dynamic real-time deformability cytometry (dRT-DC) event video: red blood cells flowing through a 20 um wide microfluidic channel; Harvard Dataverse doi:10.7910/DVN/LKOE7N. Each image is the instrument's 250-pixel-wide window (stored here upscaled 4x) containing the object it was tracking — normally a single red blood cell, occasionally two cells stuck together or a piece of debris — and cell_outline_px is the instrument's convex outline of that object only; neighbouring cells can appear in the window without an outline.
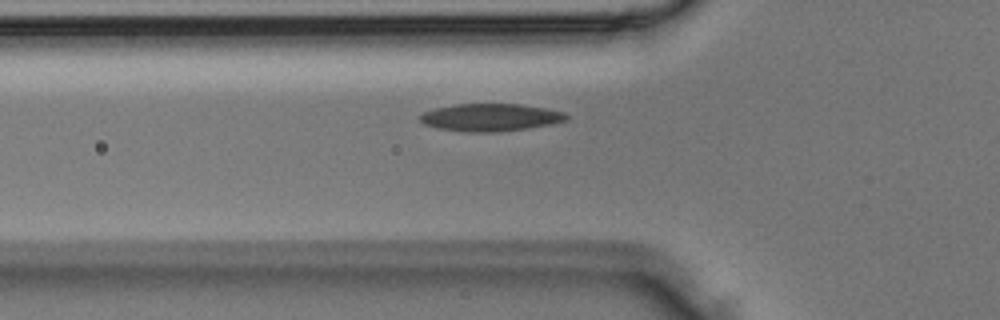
{"species": "Egyptian fruit bat (a non-hibernating species)", "species_latin": "Rousettus aegyptiacus", "temperature_condition": "room temperature", "stored_images_in_passage": 3, "camera_frame_rate_fps": 3000, "um_per_image_px": 0.085, "animal": {"sex": "male"}, "frame": {"image": 1, "passage_image": 3, "time_ms": 0.667, "image_size_px": [1000, 320], "cell_outline_px": [[568, 116], [564, 120], [552, 124], [528, 128], [500, 132], [464, 132], [440, 128], [424, 124], [420, 120], [420, 116], [424, 112], [436, 108], [456, 104], [520, 104], [544, 108], [564, 112]], "centroid_in_image_um": [41.69, 9.98], "position_along_channel_um": 84.1, "area_um2": 23.29}}